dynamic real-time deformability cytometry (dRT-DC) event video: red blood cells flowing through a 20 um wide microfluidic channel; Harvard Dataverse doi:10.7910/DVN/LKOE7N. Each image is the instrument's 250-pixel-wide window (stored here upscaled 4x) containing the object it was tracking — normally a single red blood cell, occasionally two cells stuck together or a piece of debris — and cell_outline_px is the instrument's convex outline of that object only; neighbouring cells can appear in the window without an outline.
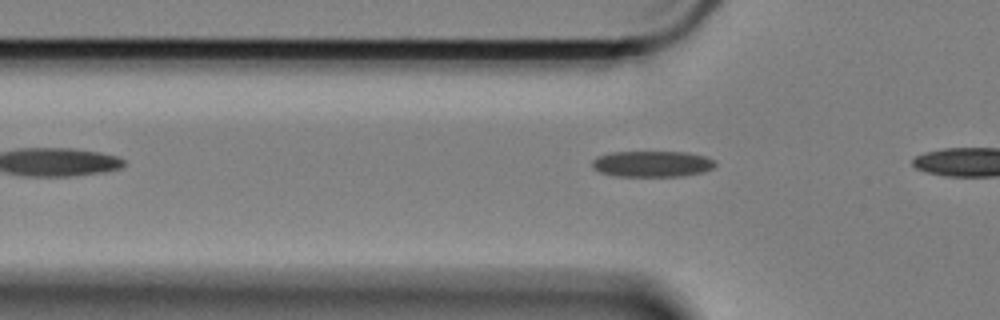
{"species": "Egyptian fruit bat (a non-hibernating species)", "species_latin": "Rousettus aegyptiacus", "temperature_condition": "cold", "stored_images_in_passage": 5, "camera_frame_rate_fps": 3000, "um_per_image_px": 0.085, "animal": {"sex": "female"}, "frame": {"image": 1, "passage_image": 2, "time_ms": 0.333, "image_size_px": [1000, 320], "cell_outline_px": [[716, 164], [712, 168], [704, 172], [680, 176], [620, 176], [600, 172], [592, 168], [592, 160], [600, 156], [612, 152], [688, 152], [704, 156], [716, 160]], "centroid_in_image_um": [55.46, 13.93], "position_along_channel_um": 70.3, "area_um2": 18.61}}